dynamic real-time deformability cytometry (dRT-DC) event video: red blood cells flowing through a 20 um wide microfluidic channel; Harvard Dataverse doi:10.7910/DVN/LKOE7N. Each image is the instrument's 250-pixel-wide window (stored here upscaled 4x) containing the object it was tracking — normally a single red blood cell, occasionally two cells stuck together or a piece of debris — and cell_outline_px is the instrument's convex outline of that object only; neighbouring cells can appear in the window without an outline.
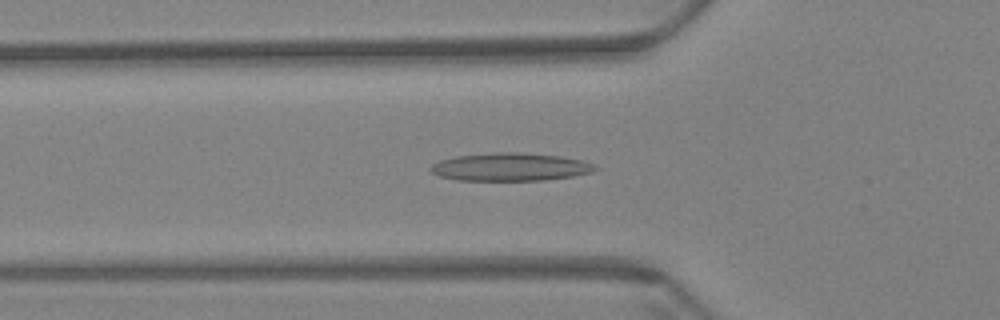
{"species": "Egyptian fruit bat (a non-hibernating species)", "species_latin": "Rousettus aegyptiacus", "temperature_condition": "warm", "stored_images_in_passage": 59, "camera_frame_rate_fps": 3000, "um_per_image_px": 0.085, "animal": {"sex": "female"}, "frame": {"image": 1, "passage_image": 20, "time_ms": 6.333, "image_size_px": [1000, 320], "cell_outline_px": [[600, 168], [592, 172], [572, 176], [544, 180], [456, 180], [440, 176], [432, 172], [428, 168], [432, 164], [440, 160], [456, 156], [496, 152], [520, 152], [560, 156], [580, 160], [592, 164]], "centroid_in_image_um": [43.35, 14.19], "position_along_channel_um": 82.4, "area_um2": 26.7}}
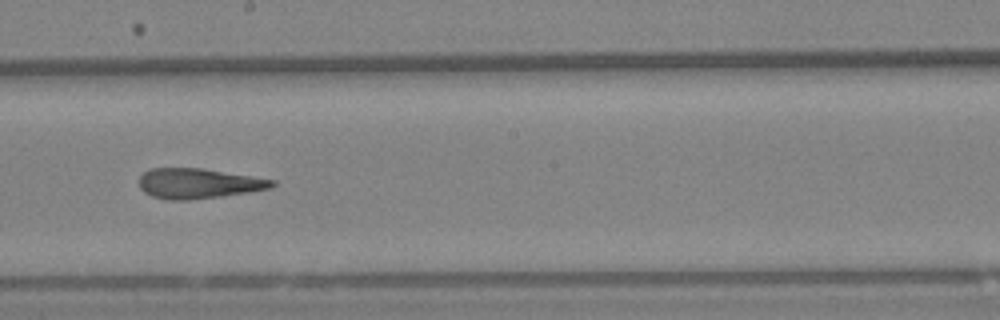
{"frame": {"image": 2, "passage_image": 33, "time_ms": 10.667, "image_size_px": [1000, 320], "cell_outline_px": [[276, 184], [272, 188], [248, 192], [220, 196], [188, 200], [168, 200], [152, 196], [144, 192], [140, 188], [140, 176], [148, 168], [200, 168], [276, 180]], "centroid_in_image_um": [16.85, 15.59], "position_along_channel_um": 231.3, "area_um2": 23.24}}
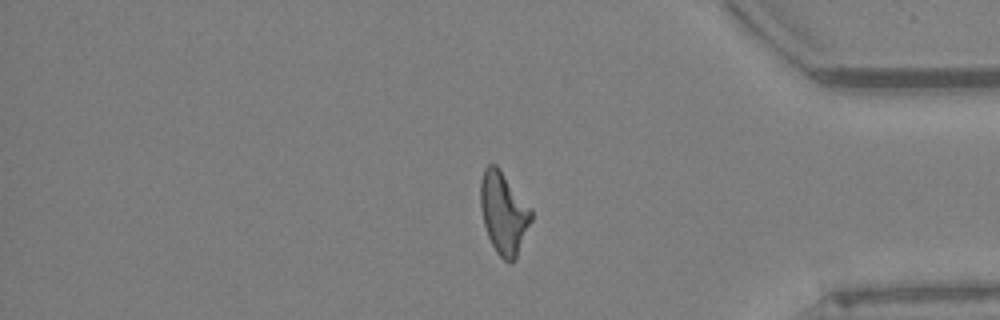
{"frame": {"image": 3, "passage_image": 49, "time_ms": 16.0, "image_size_px": [1000, 320], "cell_outline_px": [[532, 220], [516, 260], [508, 264], [496, 252], [488, 236], [484, 224], [480, 208], [480, 180], [484, 168], [488, 164], [496, 164], [500, 168], [532, 208]], "centroid_in_image_um": [42.82, 18.1], "position_along_channel_um": 392.4, "area_um2": 24.68}, "authors_computed_cell_mechanics": {"area_um2": 24.276, "velocity_mm_per_s": 3.4527, "shape_relaxation_time_tau1_ms": null, "shape_relaxation_time_tau2_ms": 3.4254, "deformation_change_tau1": null, "deformation_change_tau2": 0.1437}}